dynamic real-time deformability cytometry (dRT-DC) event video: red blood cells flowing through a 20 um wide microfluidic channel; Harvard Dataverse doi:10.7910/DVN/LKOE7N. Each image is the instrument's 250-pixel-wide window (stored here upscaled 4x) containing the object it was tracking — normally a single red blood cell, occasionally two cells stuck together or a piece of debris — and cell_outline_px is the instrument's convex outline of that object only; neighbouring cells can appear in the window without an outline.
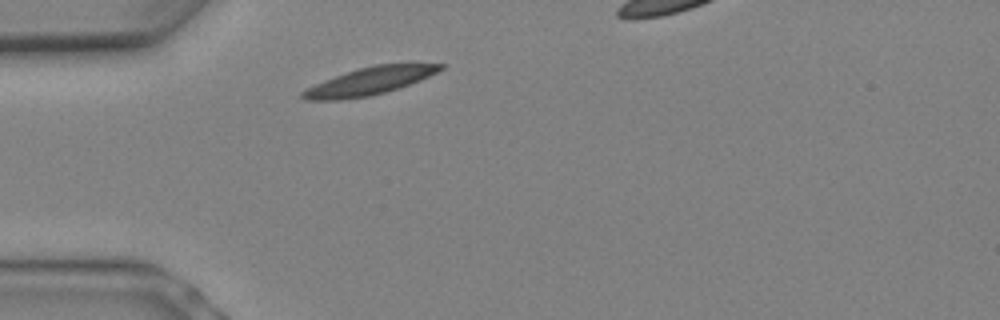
{"species": "Egyptian fruit bat (a non-hibernating species)", "species_latin": "Rousettus aegyptiacus", "temperature_condition": "warm", "stored_images_in_passage": 4, "camera_frame_rate_fps": 3000, "um_per_image_px": 0.085, "animal": {"sex": "female"}, "frame": {"image": 1, "passage_image": 1, "time_ms": 0.0, "image_size_px": [1000, 320], "cell_outline_px": [[448, 64], [444, 68], [420, 80], [384, 92], [368, 96], [340, 100], [304, 100], [300, 96], [300, 92], [324, 80], [360, 68], [376, 64]], "centroid_in_image_um": [31.38, 6.9], "position_along_channel_um": 53.6, "area_um2": 21.56}}
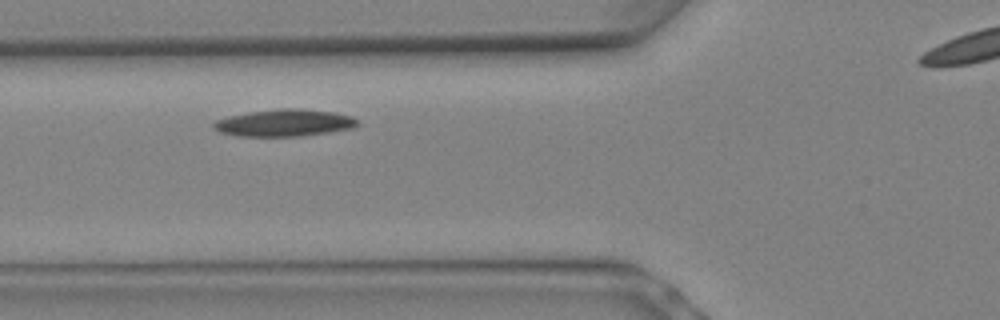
{"frame": {"image": 2, "passage_image": 3, "time_ms": 0.667, "image_size_px": [1000, 320], "cell_outline_px": [[360, 124], [352, 128], [328, 132], [300, 136], [236, 136], [220, 132], [212, 128], [212, 124], [216, 120], [228, 116], [248, 112], [280, 108], [300, 108], [336, 112], [352, 116], [360, 120]], "centroid_in_image_um": [24.18, 10.43], "position_along_channel_um": 101.6, "area_um2": 22.95}}